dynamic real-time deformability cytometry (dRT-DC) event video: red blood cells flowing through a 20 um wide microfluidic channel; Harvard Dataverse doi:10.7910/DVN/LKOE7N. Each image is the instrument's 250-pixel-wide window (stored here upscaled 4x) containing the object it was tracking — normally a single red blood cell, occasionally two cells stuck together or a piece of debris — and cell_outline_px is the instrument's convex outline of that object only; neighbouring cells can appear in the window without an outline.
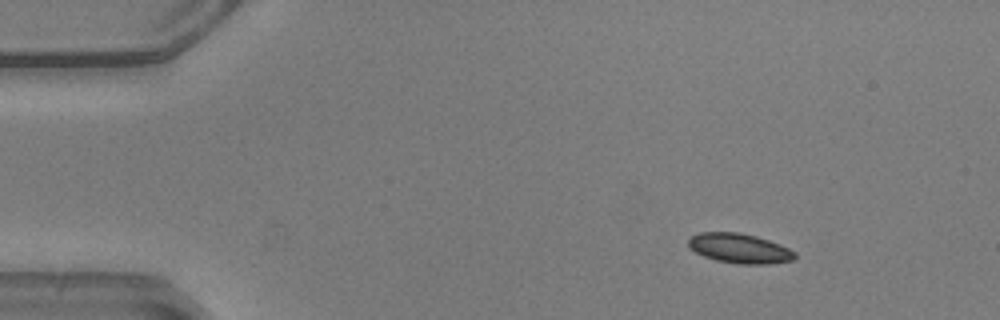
{"species": "common noctule bat (a hibernating species)", "species_latin": "Nyctalus noctula", "temperature_condition": "warm", "stored_images_in_passage": 46, "camera_frame_rate_fps": 3000, "um_per_image_px": 0.085, "animal": {"sex": "male", "body_mass_g": 20.5, "forearm_length_mm": 52.5}, "frame": {"image": 1, "passage_image": 1, "time_ms": 0.0, "image_size_px": [1000, 320], "cell_outline_px": [[796, 256], [792, 260], [768, 264], [740, 264], [716, 260], [704, 256], [688, 248], [688, 236], [700, 232], [740, 232], [756, 236], [780, 244], [796, 252]], "centroid_in_image_um": [62.82, 21.1], "position_along_channel_um": 22.2, "area_um2": 18.55}}
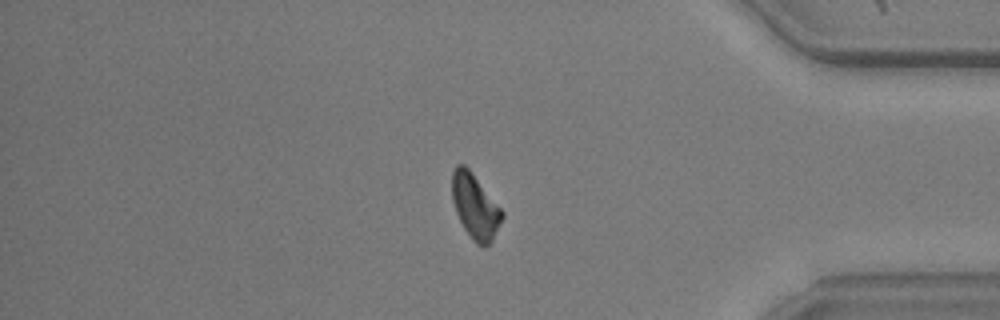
{"frame": {"image": 2, "passage_image": 38, "time_ms": 12.333, "image_size_px": [1000, 320], "cell_outline_px": [[504, 216], [492, 240], [484, 248], [476, 244], [472, 240], [464, 228], [456, 212], [452, 200], [452, 172], [456, 164], [464, 164], [472, 172], [504, 212]], "centroid_in_image_um": [40.38, 17.54], "position_along_channel_um": 394.8, "area_um2": 18.84}}
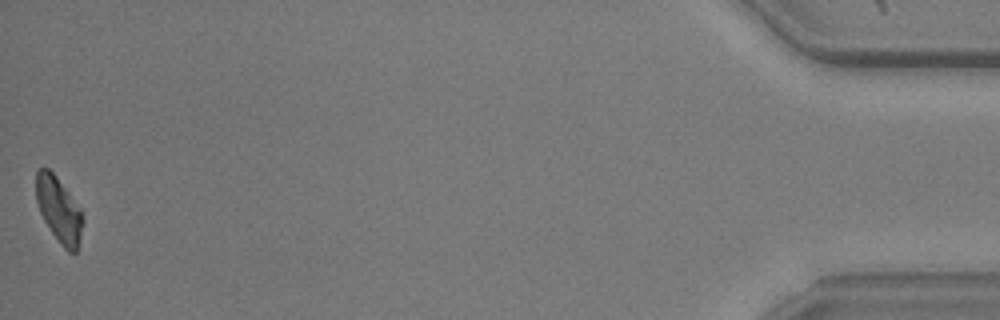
{"frame": {"image": 3, "passage_image": 46, "time_ms": 15.0, "image_size_px": [1000, 320], "cell_outline_px": [[84, 220], [76, 252], [68, 252], [60, 244], [44, 220], [40, 212], [36, 200], [36, 172], [40, 168], [48, 168], [56, 176], [80, 208]], "centroid_in_image_um": [5.0, 17.82], "position_along_channel_um": 430.2, "area_um2": 17.51}, "authors_computed_cell_mechanics": {"area_um2": 19.2763, "velocity_mm_per_s": 3.901, "shape_relaxation_time_tau1_ms": 2.6515, "shape_relaxation_time_tau2_ms": null, "deformation_change_tau1": 0.1266, "deformation_change_tau2": null}}